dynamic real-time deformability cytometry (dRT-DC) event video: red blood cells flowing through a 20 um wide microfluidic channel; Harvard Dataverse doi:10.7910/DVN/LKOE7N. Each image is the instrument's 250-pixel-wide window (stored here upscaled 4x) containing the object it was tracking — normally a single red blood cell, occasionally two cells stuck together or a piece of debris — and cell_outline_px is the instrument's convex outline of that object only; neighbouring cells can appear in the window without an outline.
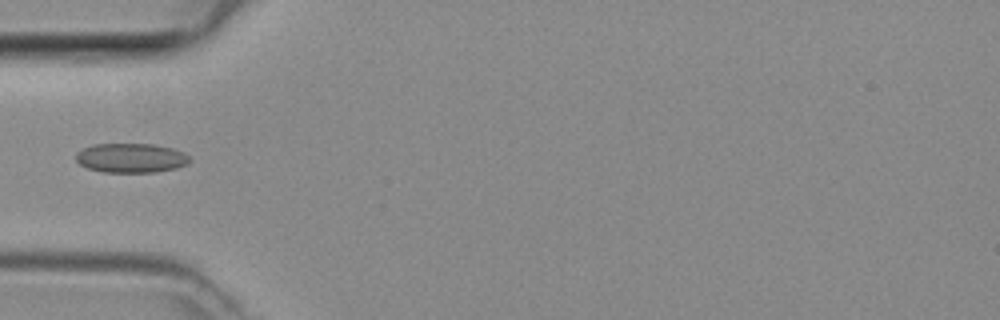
{"species": "common noctule bat (a hibernating species)", "species_latin": "Nyctalus noctula", "temperature_condition": "room temperature", "stored_images_in_passage": 5, "camera_frame_rate_fps": 3000, "um_per_image_px": 0.085, "animal": {"sex": "female", "body_mass_g": 29.2, "forearm_length_mm": 56.3}, "frame": {"image": 1, "passage_image": 4, "time_ms": 1.0, "image_size_px": [1000, 320], "cell_outline_px": [[192, 160], [188, 164], [176, 168], [156, 172], [104, 172], [88, 168], [80, 164], [76, 160], [76, 152], [92, 144], [152, 144], [172, 148], [184, 152]], "centroid_in_image_um": [11.15, 13.42], "position_along_channel_um": 73.8, "area_um2": 19.54}}
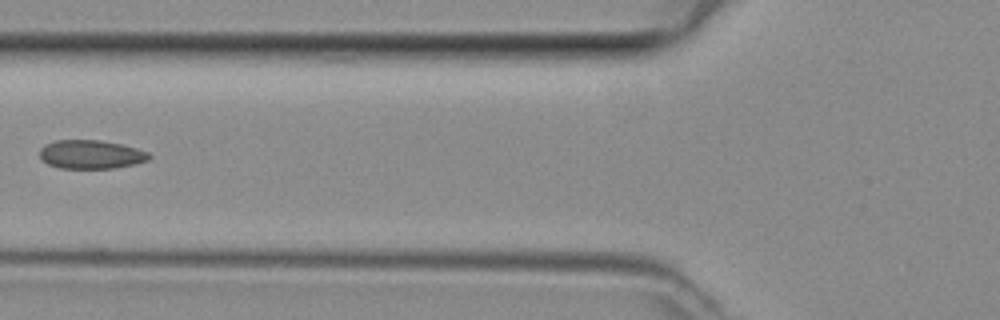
{"frame": {"image": 2, "passage_image": 5, "time_ms": 1.333, "image_size_px": [1000, 320], "cell_outline_px": [[152, 156], [148, 160], [132, 164], [112, 168], [60, 168], [48, 164], [40, 160], [40, 148], [44, 144], [56, 140], [100, 140], [124, 144], [148, 152]], "centroid_in_image_um": [7.7, 13.11], "position_along_channel_um": 118.1, "area_um2": 18.38}}